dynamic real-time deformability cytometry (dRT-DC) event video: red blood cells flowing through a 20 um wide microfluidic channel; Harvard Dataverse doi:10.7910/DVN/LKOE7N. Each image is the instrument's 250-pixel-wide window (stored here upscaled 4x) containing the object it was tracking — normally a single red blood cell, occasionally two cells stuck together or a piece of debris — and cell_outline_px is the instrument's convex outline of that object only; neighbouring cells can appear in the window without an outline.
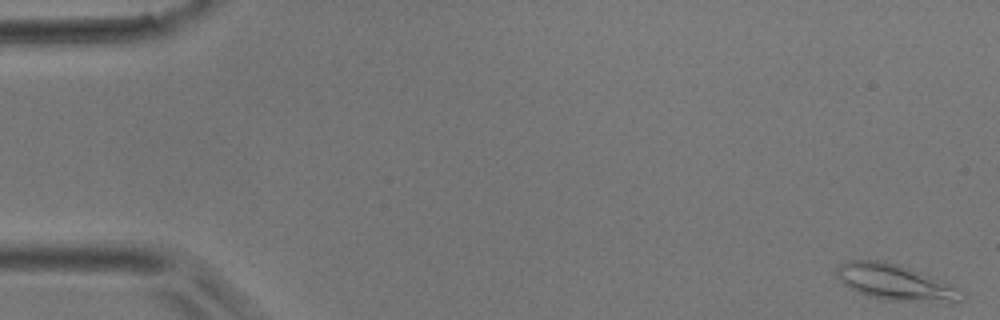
{"species": "common noctule bat (a hibernating species)", "species_latin": "Nyctalus noctula", "temperature_condition": "room temperature", "stored_images_in_passage": 4, "camera_frame_rate_fps": 3000, "um_per_image_px": 0.085, "animal": {"sex": "male", "body_mass_g": 17.9}, "frame": {"image": 1, "passage_image": 1, "time_ms": 0.0, "image_size_px": [1000, 320], "cell_outline_px": [[968, 296], [960, 304], [944, 304], [884, 300], [868, 296], [848, 288], [836, 276], [836, 268], [840, 264], [848, 260], [880, 260], [900, 264], [940, 280], [964, 292]], "centroid_in_image_um": [76.19, 24.05], "position_along_channel_um": 8.8, "area_um2": 26.99}}